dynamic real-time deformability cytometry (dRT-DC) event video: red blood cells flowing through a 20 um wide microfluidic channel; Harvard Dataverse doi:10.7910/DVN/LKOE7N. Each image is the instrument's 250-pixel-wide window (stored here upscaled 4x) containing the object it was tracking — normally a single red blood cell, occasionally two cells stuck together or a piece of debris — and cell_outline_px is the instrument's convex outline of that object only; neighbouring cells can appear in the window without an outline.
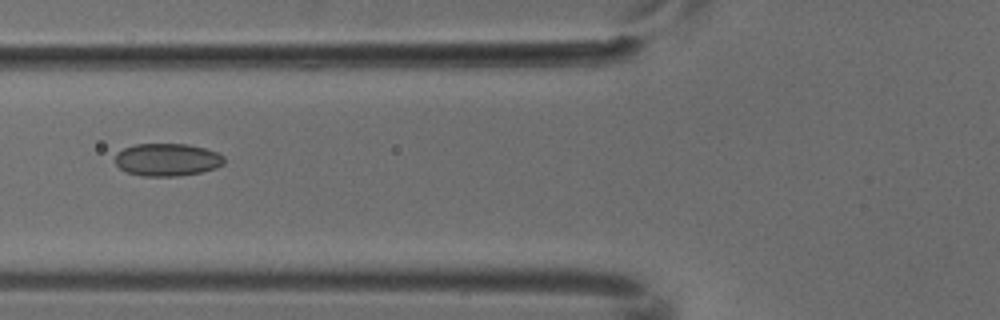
{"species": "common noctule bat (a hibernating species)", "species_latin": "Nyctalus noctula", "temperature_condition": "cold", "stored_images_in_passage": 4, "camera_frame_rate_fps": 3000, "um_per_image_px": 0.085, "animal": {"sex": "male", "body_mass_g": 18.8}, "frame": {"image": 1, "passage_image": 3, "time_ms": 0.667, "image_size_px": [1000, 320], "cell_outline_px": [[224, 164], [216, 168], [200, 172], [180, 176], [144, 176], [128, 172], [120, 168], [116, 164], [116, 152], [124, 148], [136, 144], [188, 144], [204, 148], [216, 152], [224, 156]], "centroid_in_image_um": [14.22, 13.57], "position_along_channel_um": 111.6, "area_um2": 20.69}}
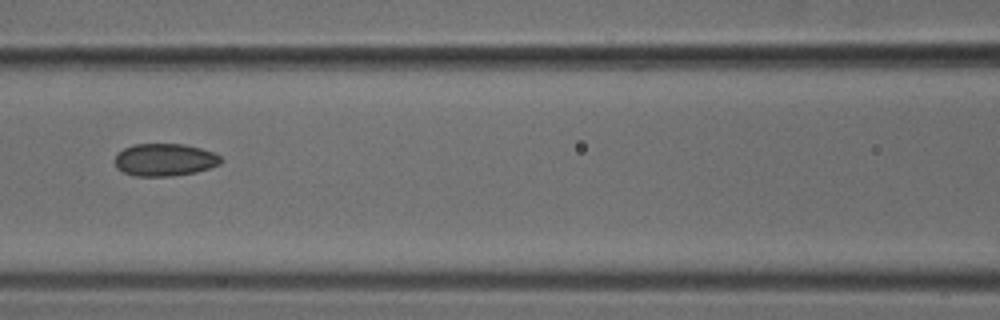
{"frame": {"image": 2, "passage_image": 4, "time_ms": 1.0, "image_size_px": [1000, 320], "cell_outline_px": [[224, 160], [220, 164], [196, 172], [172, 176], [132, 176], [116, 168], [112, 160], [116, 152], [132, 144], [184, 144], [200, 148], [212, 152], [220, 156]], "centroid_in_image_um": [13.94, 13.58], "position_along_channel_um": 152.7, "area_um2": 20.4}}